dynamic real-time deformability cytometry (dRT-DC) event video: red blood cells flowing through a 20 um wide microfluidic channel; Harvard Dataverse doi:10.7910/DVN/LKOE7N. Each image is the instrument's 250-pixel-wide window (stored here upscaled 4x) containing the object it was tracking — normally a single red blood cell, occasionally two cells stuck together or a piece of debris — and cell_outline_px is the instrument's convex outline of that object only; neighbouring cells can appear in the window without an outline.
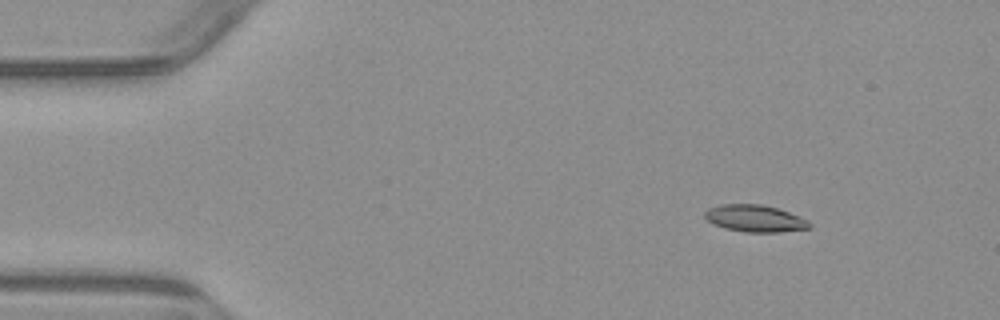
{"species": "common noctule bat (a hibernating species)", "species_latin": "Nyctalus noctula", "temperature_condition": "warm", "stored_images_in_passage": 6, "camera_frame_rate_fps": 3000, "um_per_image_px": 0.085, "animal": {"sex": "male", "body_mass_g": 23.1, "forearm_length_mm": 52.7}, "frame": {"image": 1, "passage_image": 2, "time_ms": 1.333, "image_size_px": [1000, 320], "cell_outline_px": [[812, 228], [780, 232], [744, 232], [724, 228], [712, 224], [704, 216], [704, 212], [708, 208], [720, 204], [760, 204], [776, 208], [788, 212], [808, 220], [812, 224]], "centroid_in_image_um": [64.16, 18.57], "position_along_channel_um": 20.8, "area_um2": 16.53}}
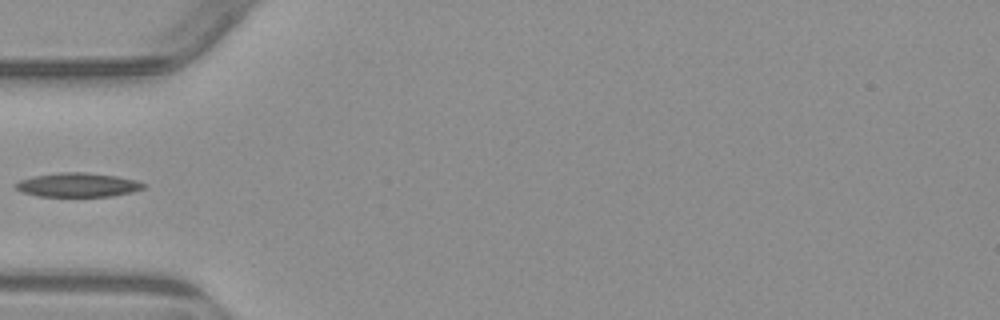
{"frame": {"image": 2, "passage_image": 5, "time_ms": 5.0, "image_size_px": [1000, 320], "cell_outline_px": [[148, 184], [144, 188], [132, 192], [112, 196], [40, 196], [20, 192], [12, 184], [20, 180], [32, 176], [60, 172], [84, 172], [116, 176], [136, 180]], "centroid_in_image_um": [6.6, 15.71], "position_along_channel_um": 78.4, "area_um2": 18.03}}
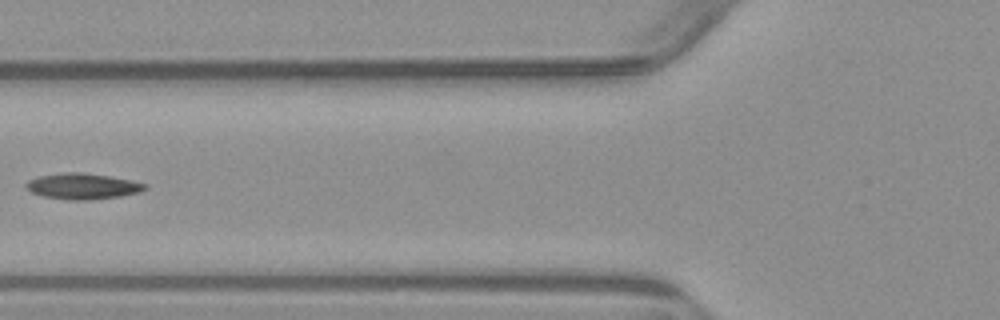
{"frame": {"image": 3, "passage_image": 6, "time_ms": 6.0, "image_size_px": [1000, 320], "cell_outline_px": [[148, 188], [140, 192], [120, 196], [88, 200], [68, 200], [44, 196], [32, 192], [24, 184], [28, 180], [40, 176], [60, 172], [84, 172], [132, 180], [148, 184]], "centroid_in_image_um": [7.05, 15.82], "position_along_channel_um": 118.7, "area_um2": 17.98}}